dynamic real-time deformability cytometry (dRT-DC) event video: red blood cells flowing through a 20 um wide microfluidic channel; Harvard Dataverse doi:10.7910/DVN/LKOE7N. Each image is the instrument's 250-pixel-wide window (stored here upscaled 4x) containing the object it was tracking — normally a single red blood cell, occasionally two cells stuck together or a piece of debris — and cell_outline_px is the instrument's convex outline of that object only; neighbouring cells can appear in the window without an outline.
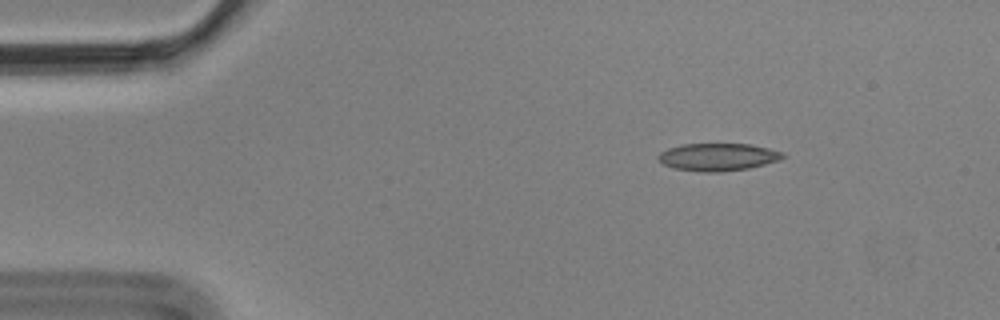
{"species": "Egyptian fruit bat (a non-hibernating species)", "species_latin": "Rousettus aegyptiacus", "temperature_condition": "cold", "stored_images_in_passage": 5, "camera_frame_rate_fps": 3000, "um_per_image_px": 0.085, "animal": {"sex": "male"}, "frame": {"image": 1, "passage_image": 2, "time_ms": 0.333, "image_size_px": [1000, 320], "cell_outline_px": [[784, 156], [780, 160], [748, 168], [720, 172], [704, 172], [672, 168], [664, 164], [656, 156], [660, 152], [668, 148], [680, 144], [752, 144], [784, 152]], "centroid_in_image_um": [61.01, 13.34], "position_along_channel_um": 24.0, "area_um2": 20.0}}